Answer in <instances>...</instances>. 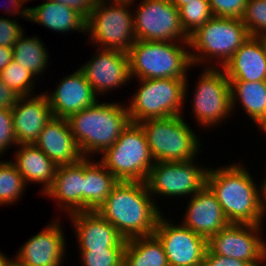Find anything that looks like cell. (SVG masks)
I'll use <instances>...</instances> for the list:
<instances>
[{"label":"cell","mask_w":266,"mask_h":266,"mask_svg":"<svg viewBox=\"0 0 266 266\" xmlns=\"http://www.w3.org/2000/svg\"><path fill=\"white\" fill-rule=\"evenodd\" d=\"M257 125L266 133V115Z\"/></svg>","instance_id":"obj_47"},{"label":"cell","mask_w":266,"mask_h":266,"mask_svg":"<svg viewBox=\"0 0 266 266\" xmlns=\"http://www.w3.org/2000/svg\"><path fill=\"white\" fill-rule=\"evenodd\" d=\"M141 87L135 93L128 115L132 123L150 118H165L182 115L187 92L186 79H139Z\"/></svg>","instance_id":"obj_8"},{"label":"cell","mask_w":266,"mask_h":266,"mask_svg":"<svg viewBox=\"0 0 266 266\" xmlns=\"http://www.w3.org/2000/svg\"><path fill=\"white\" fill-rule=\"evenodd\" d=\"M113 1H117V2H132L133 3L135 0L134 1L133 0H113Z\"/></svg>","instance_id":"obj_49"},{"label":"cell","mask_w":266,"mask_h":266,"mask_svg":"<svg viewBox=\"0 0 266 266\" xmlns=\"http://www.w3.org/2000/svg\"><path fill=\"white\" fill-rule=\"evenodd\" d=\"M176 44L136 40L128 52L131 79H186V71L193 66L190 50Z\"/></svg>","instance_id":"obj_4"},{"label":"cell","mask_w":266,"mask_h":266,"mask_svg":"<svg viewBox=\"0 0 266 266\" xmlns=\"http://www.w3.org/2000/svg\"><path fill=\"white\" fill-rule=\"evenodd\" d=\"M203 266H250L247 262L236 258H229L206 251Z\"/></svg>","instance_id":"obj_38"},{"label":"cell","mask_w":266,"mask_h":266,"mask_svg":"<svg viewBox=\"0 0 266 266\" xmlns=\"http://www.w3.org/2000/svg\"><path fill=\"white\" fill-rule=\"evenodd\" d=\"M184 31L190 35L213 17L208 0L188 2L179 8Z\"/></svg>","instance_id":"obj_32"},{"label":"cell","mask_w":266,"mask_h":266,"mask_svg":"<svg viewBox=\"0 0 266 266\" xmlns=\"http://www.w3.org/2000/svg\"><path fill=\"white\" fill-rule=\"evenodd\" d=\"M11 145H18L13 129L11 108H0V155Z\"/></svg>","instance_id":"obj_36"},{"label":"cell","mask_w":266,"mask_h":266,"mask_svg":"<svg viewBox=\"0 0 266 266\" xmlns=\"http://www.w3.org/2000/svg\"><path fill=\"white\" fill-rule=\"evenodd\" d=\"M106 4L105 0H97L87 18L86 32L92 41L100 43L101 49L128 53L136 41L134 16L127 8L132 2Z\"/></svg>","instance_id":"obj_9"},{"label":"cell","mask_w":266,"mask_h":266,"mask_svg":"<svg viewBox=\"0 0 266 266\" xmlns=\"http://www.w3.org/2000/svg\"><path fill=\"white\" fill-rule=\"evenodd\" d=\"M137 13V14H136ZM134 15L136 40L180 42L189 46V35L181 24L179 9L169 0H142Z\"/></svg>","instance_id":"obj_10"},{"label":"cell","mask_w":266,"mask_h":266,"mask_svg":"<svg viewBox=\"0 0 266 266\" xmlns=\"http://www.w3.org/2000/svg\"><path fill=\"white\" fill-rule=\"evenodd\" d=\"M189 203L183 225L207 240L230 223L207 185L195 193Z\"/></svg>","instance_id":"obj_19"},{"label":"cell","mask_w":266,"mask_h":266,"mask_svg":"<svg viewBox=\"0 0 266 266\" xmlns=\"http://www.w3.org/2000/svg\"><path fill=\"white\" fill-rule=\"evenodd\" d=\"M10 1H11V5H12L13 9L11 10V9L5 7L8 9V11L5 9L6 12H8V14L12 12L13 15H16V13H17V15H22V17H24L25 19L27 18V20L29 21V8L22 9V5L24 4L23 1L22 0H10ZM19 8H21L23 11L22 10L20 11Z\"/></svg>","instance_id":"obj_42"},{"label":"cell","mask_w":266,"mask_h":266,"mask_svg":"<svg viewBox=\"0 0 266 266\" xmlns=\"http://www.w3.org/2000/svg\"><path fill=\"white\" fill-rule=\"evenodd\" d=\"M29 20L56 32L76 30L86 32L87 19L77 10L62 3L46 0L37 7L29 8Z\"/></svg>","instance_id":"obj_24"},{"label":"cell","mask_w":266,"mask_h":266,"mask_svg":"<svg viewBox=\"0 0 266 266\" xmlns=\"http://www.w3.org/2000/svg\"><path fill=\"white\" fill-rule=\"evenodd\" d=\"M143 129L155 162H177L194 159L199 138L185 123L182 115L150 118L138 123ZM198 149V150H197Z\"/></svg>","instance_id":"obj_5"},{"label":"cell","mask_w":266,"mask_h":266,"mask_svg":"<svg viewBox=\"0 0 266 266\" xmlns=\"http://www.w3.org/2000/svg\"><path fill=\"white\" fill-rule=\"evenodd\" d=\"M57 3H62L67 7L77 10L86 19L90 16L91 11L96 5L97 0H50Z\"/></svg>","instance_id":"obj_39"},{"label":"cell","mask_w":266,"mask_h":266,"mask_svg":"<svg viewBox=\"0 0 266 266\" xmlns=\"http://www.w3.org/2000/svg\"><path fill=\"white\" fill-rule=\"evenodd\" d=\"M9 259L10 258H7L5 254L0 252V266H9V264L13 261Z\"/></svg>","instance_id":"obj_45"},{"label":"cell","mask_w":266,"mask_h":266,"mask_svg":"<svg viewBox=\"0 0 266 266\" xmlns=\"http://www.w3.org/2000/svg\"><path fill=\"white\" fill-rule=\"evenodd\" d=\"M242 165L208 169L206 185L215 194L230 223L261 224V189Z\"/></svg>","instance_id":"obj_2"},{"label":"cell","mask_w":266,"mask_h":266,"mask_svg":"<svg viewBox=\"0 0 266 266\" xmlns=\"http://www.w3.org/2000/svg\"><path fill=\"white\" fill-rule=\"evenodd\" d=\"M230 95L231 109L234 108L238 99L246 114L256 122L255 124H258L265 117L266 81H230Z\"/></svg>","instance_id":"obj_28"},{"label":"cell","mask_w":266,"mask_h":266,"mask_svg":"<svg viewBox=\"0 0 266 266\" xmlns=\"http://www.w3.org/2000/svg\"><path fill=\"white\" fill-rule=\"evenodd\" d=\"M35 75L27 68L12 60L1 72L0 79L20 97L33 92Z\"/></svg>","instance_id":"obj_31"},{"label":"cell","mask_w":266,"mask_h":266,"mask_svg":"<svg viewBox=\"0 0 266 266\" xmlns=\"http://www.w3.org/2000/svg\"><path fill=\"white\" fill-rule=\"evenodd\" d=\"M19 250L15 261L22 266H60L65 255V237L59 223L52 222ZM60 226V227H59Z\"/></svg>","instance_id":"obj_16"},{"label":"cell","mask_w":266,"mask_h":266,"mask_svg":"<svg viewBox=\"0 0 266 266\" xmlns=\"http://www.w3.org/2000/svg\"><path fill=\"white\" fill-rule=\"evenodd\" d=\"M26 182L13 162H0V205L16 202ZM24 188V189H23Z\"/></svg>","instance_id":"obj_30"},{"label":"cell","mask_w":266,"mask_h":266,"mask_svg":"<svg viewBox=\"0 0 266 266\" xmlns=\"http://www.w3.org/2000/svg\"><path fill=\"white\" fill-rule=\"evenodd\" d=\"M248 38L250 34L242 19L212 17L189 35V48L200 53L190 52L192 65L214 57L220 59L223 67Z\"/></svg>","instance_id":"obj_7"},{"label":"cell","mask_w":266,"mask_h":266,"mask_svg":"<svg viewBox=\"0 0 266 266\" xmlns=\"http://www.w3.org/2000/svg\"><path fill=\"white\" fill-rule=\"evenodd\" d=\"M266 176V175H265ZM262 184V185H261ZM260 184V189H261V209H262V218L263 216L265 217V210H266V177L263 181V183ZM264 197V198H263Z\"/></svg>","instance_id":"obj_43"},{"label":"cell","mask_w":266,"mask_h":266,"mask_svg":"<svg viewBox=\"0 0 266 266\" xmlns=\"http://www.w3.org/2000/svg\"><path fill=\"white\" fill-rule=\"evenodd\" d=\"M256 37L259 39L261 45L263 46L265 56H266V34H262Z\"/></svg>","instance_id":"obj_46"},{"label":"cell","mask_w":266,"mask_h":266,"mask_svg":"<svg viewBox=\"0 0 266 266\" xmlns=\"http://www.w3.org/2000/svg\"><path fill=\"white\" fill-rule=\"evenodd\" d=\"M24 34L13 45V60L29 69L35 76L41 74L48 65V53L42 40L35 37L24 38Z\"/></svg>","instance_id":"obj_29"},{"label":"cell","mask_w":266,"mask_h":266,"mask_svg":"<svg viewBox=\"0 0 266 266\" xmlns=\"http://www.w3.org/2000/svg\"><path fill=\"white\" fill-rule=\"evenodd\" d=\"M242 21L250 36L266 34V0H248Z\"/></svg>","instance_id":"obj_34"},{"label":"cell","mask_w":266,"mask_h":266,"mask_svg":"<svg viewBox=\"0 0 266 266\" xmlns=\"http://www.w3.org/2000/svg\"><path fill=\"white\" fill-rule=\"evenodd\" d=\"M163 217L162 214L159 216L153 234L161 242L169 266H203L207 239L183 224L173 225Z\"/></svg>","instance_id":"obj_14"},{"label":"cell","mask_w":266,"mask_h":266,"mask_svg":"<svg viewBox=\"0 0 266 266\" xmlns=\"http://www.w3.org/2000/svg\"><path fill=\"white\" fill-rule=\"evenodd\" d=\"M102 154L100 162L119 181L146 182L155 163L145 133L138 123L130 122L117 141Z\"/></svg>","instance_id":"obj_6"},{"label":"cell","mask_w":266,"mask_h":266,"mask_svg":"<svg viewBox=\"0 0 266 266\" xmlns=\"http://www.w3.org/2000/svg\"><path fill=\"white\" fill-rule=\"evenodd\" d=\"M177 9L181 6L187 4L188 2L198 1V0H169Z\"/></svg>","instance_id":"obj_44"},{"label":"cell","mask_w":266,"mask_h":266,"mask_svg":"<svg viewBox=\"0 0 266 266\" xmlns=\"http://www.w3.org/2000/svg\"><path fill=\"white\" fill-rule=\"evenodd\" d=\"M123 266H169L165 250L153 234L126 241Z\"/></svg>","instance_id":"obj_27"},{"label":"cell","mask_w":266,"mask_h":266,"mask_svg":"<svg viewBox=\"0 0 266 266\" xmlns=\"http://www.w3.org/2000/svg\"><path fill=\"white\" fill-rule=\"evenodd\" d=\"M9 266H22V265L18 264V263L13 259V261L9 264Z\"/></svg>","instance_id":"obj_48"},{"label":"cell","mask_w":266,"mask_h":266,"mask_svg":"<svg viewBox=\"0 0 266 266\" xmlns=\"http://www.w3.org/2000/svg\"><path fill=\"white\" fill-rule=\"evenodd\" d=\"M146 182L118 181L97 212L125 239L153 235L162 214Z\"/></svg>","instance_id":"obj_1"},{"label":"cell","mask_w":266,"mask_h":266,"mask_svg":"<svg viewBox=\"0 0 266 266\" xmlns=\"http://www.w3.org/2000/svg\"><path fill=\"white\" fill-rule=\"evenodd\" d=\"M125 248L79 249L83 266H123Z\"/></svg>","instance_id":"obj_33"},{"label":"cell","mask_w":266,"mask_h":266,"mask_svg":"<svg viewBox=\"0 0 266 266\" xmlns=\"http://www.w3.org/2000/svg\"><path fill=\"white\" fill-rule=\"evenodd\" d=\"M213 17L242 19L248 0H208Z\"/></svg>","instance_id":"obj_35"},{"label":"cell","mask_w":266,"mask_h":266,"mask_svg":"<svg viewBox=\"0 0 266 266\" xmlns=\"http://www.w3.org/2000/svg\"><path fill=\"white\" fill-rule=\"evenodd\" d=\"M229 81H266V56L259 39L250 36L225 63Z\"/></svg>","instance_id":"obj_22"},{"label":"cell","mask_w":266,"mask_h":266,"mask_svg":"<svg viewBox=\"0 0 266 266\" xmlns=\"http://www.w3.org/2000/svg\"><path fill=\"white\" fill-rule=\"evenodd\" d=\"M21 28L15 20L0 17V46L12 48L24 32Z\"/></svg>","instance_id":"obj_37"},{"label":"cell","mask_w":266,"mask_h":266,"mask_svg":"<svg viewBox=\"0 0 266 266\" xmlns=\"http://www.w3.org/2000/svg\"><path fill=\"white\" fill-rule=\"evenodd\" d=\"M124 107L121 103L97 101L93 106L82 109L68 119L72 135L83 157L103 153L117 141L121 132L131 122L127 106Z\"/></svg>","instance_id":"obj_3"},{"label":"cell","mask_w":266,"mask_h":266,"mask_svg":"<svg viewBox=\"0 0 266 266\" xmlns=\"http://www.w3.org/2000/svg\"><path fill=\"white\" fill-rule=\"evenodd\" d=\"M53 117L69 119L82 109L93 106L96 95L84 73L78 69L64 77L55 92L46 94Z\"/></svg>","instance_id":"obj_17"},{"label":"cell","mask_w":266,"mask_h":266,"mask_svg":"<svg viewBox=\"0 0 266 266\" xmlns=\"http://www.w3.org/2000/svg\"><path fill=\"white\" fill-rule=\"evenodd\" d=\"M84 157L73 164L57 166L54 181L44 193L57 199L69 214L83 212ZM63 205V206H62Z\"/></svg>","instance_id":"obj_23"},{"label":"cell","mask_w":266,"mask_h":266,"mask_svg":"<svg viewBox=\"0 0 266 266\" xmlns=\"http://www.w3.org/2000/svg\"><path fill=\"white\" fill-rule=\"evenodd\" d=\"M13 129L17 144H34L39 133L53 118L50 104L43 95L29 99L28 96L19 97L11 108Z\"/></svg>","instance_id":"obj_18"},{"label":"cell","mask_w":266,"mask_h":266,"mask_svg":"<svg viewBox=\"0 0 266 266\" xmlns=\"http://www.w3.org/2000/svg\"><path fill=\"white\" fill-rule=\"evenodd\" d=\"M220 70V71H219ZM208 67L196 83L193 112L200 125L212 126L231 112L230 81L221 69Z\"/></svg>","instance_id":"obj_13"},{"label":"cell","mask_w":266,"mask_h":266,"mask_svg":"<svg viewBox=\"0 0 266 266\" xmlns=\"http://www.w3.org/2000/svg\"><path fill=\"white\" fill-rule=\"evenodd\" d=\"M261 224L229 223L207 240L212 254L236 258L250 266L266 260V243L260 239Z\"/></svg>","instance_id":"obj_12"},{"label":"cell","mask_w":266,"mask_h":266,"mask_svg":"<svg viewBox=\"0 0 266 266\" xmlns=\"http://www.w3.org/2000/svg\"><path fill=\"white\" fill-rule=\"evenodd\" d=\"M13 60V49L0 46V72Z\"/></svg>","instance_id":"obj_41"},{"label":"cell","mask_w":266,"mask_h":266,"mask_svg":"<svg viewBox=\"0 0 266 266\" xmlns=\"http://www.w3.org/2000/svg\"><path fill=\"white\" fill-rule=\"evenodd\" d=\"M13 162L26 182L44 184L43 194L54 181L57 165L34 144H20Z\"/></svg>","instance_id":"obj_25"},{"label":"cell","mask_w":266,"mask_h":266,"mask_svg":"<svg viewBox=\"0 0 266 266\" xmlns=\"http://www.w3.org/2000/svg\"><path fill=\"white\" fill-rule=\"evenodd\" d=\"M19 97L0 79V108H12L17 103Z\"/></svg>","instance_id":"obj_40"},{"label":"cell","mask_w":266,"mask_h":266,"mask_svg":"<svg viewBox=\"0 0 266 266\" xmlns=\"http://www.w3.org/2000/svg\"><path fill=\"white\" fill-rule=\"evenodd\" d=\"M193 160L155 162L146 180L151 196H193L200 191L206 185L208 169L199 168Z\"/></svg>","instance_id":"obj_11"},{"label":"cell","mask_w":266,"mask_h":266,"mask_svg":"<svg viewBox=\"0 0 266 266\" xmlns=\"http://www.w3.org/2000/svg\"><path fill=\"white\" fill-rule=\"evenodd\" d=\"M99 49L93 59L79 68L95 95L124 85L131 78L128 53Z\"/></svg>","instance_id":"obj_15"},{"label":"cell","mask_w":266,"mask_h":266,"mask_svg":"<svg viewBox=\"0 0 266 266\" xmlns=\"http://www.w3.org/2000/svg\"><path fill=\"white\" fill-rule=\"evenodd\" d=\"M70 217L79 249L125 248L127 240L98 212H75Z\"/></svg>","instance_id":"obj_20"},{"label":"cell","mask_w":266,"mask_h":266,"mask_svg":"<svg viewBox=\"0 0 266 266\" xmlns=\"http://www.w3.org/2000/svg\"><path fill=\"white\" fill-rule=\"evenodd\" d=\"M34 145L57 166L73 164L83 158L68 119H50L39 133Z\"/></svg>","instance_id":"obj_21"},{"label":"cell","mask_w":266,"mask_h":266,"mask_svg":"<svg viewBox=\"0 0 266 266\" xmlns=\"http://www.w3.org/2000/svg\"><path fill=\"white\" fill-rule=\"evenodd\" d=\"M91 162L84 157L83 212H97L119 181L100 161Z\"/></svg>","instance_id":"obj_26"}]
</instances>
